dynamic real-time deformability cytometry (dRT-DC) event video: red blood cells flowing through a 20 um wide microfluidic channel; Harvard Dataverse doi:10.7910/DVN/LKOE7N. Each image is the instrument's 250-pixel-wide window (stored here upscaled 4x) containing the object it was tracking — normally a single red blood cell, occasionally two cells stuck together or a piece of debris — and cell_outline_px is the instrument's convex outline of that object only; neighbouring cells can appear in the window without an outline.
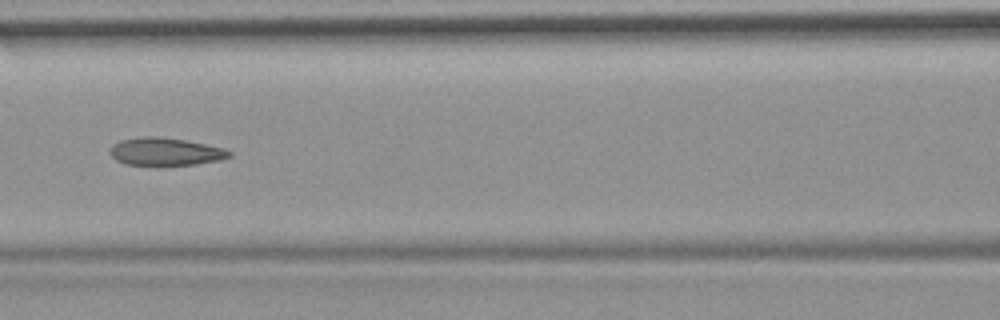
{"species": "common noctule bat (a hibernating species)", "species_latin": "Nyctalus noctula", "temperature_condition": "room temperature", "stored_images_in_passage": 54, "camera_frame_rate_fps": 3000, "um_per_image_px": 0.085, "animal": {"sex": "female", "body_mass_g": 19.9}, "frame": {"image": 1, "passage_image": 24, "time_ms": 7.667, "image_size_px": [1000, 320], "cell_outline_px": [[232, 156], [220, 160], [196, 164], [160, 168], [124, 164], [116, 160], [108, 152], [108, 148], [112, 144], [120, 140], [144, 136], [156, 136], [184, 140], [224, 148], [232, 152]], "centroid_in_image_um": [14.0, 12.93], "position_along_channel_um": 152.6, "area_um2": 20.17}, "authors_computed_cell_mechanics": {"area_um2": 20.3745, "velocity_mm_per_s": 3.7315, "shape_relaxation_time_tau1_ms": null, "shape_relaxation_time_tau2_ms": 1.7667, "deformation_change_tau1": null, "deformation_change_tau2": 0.0827}}